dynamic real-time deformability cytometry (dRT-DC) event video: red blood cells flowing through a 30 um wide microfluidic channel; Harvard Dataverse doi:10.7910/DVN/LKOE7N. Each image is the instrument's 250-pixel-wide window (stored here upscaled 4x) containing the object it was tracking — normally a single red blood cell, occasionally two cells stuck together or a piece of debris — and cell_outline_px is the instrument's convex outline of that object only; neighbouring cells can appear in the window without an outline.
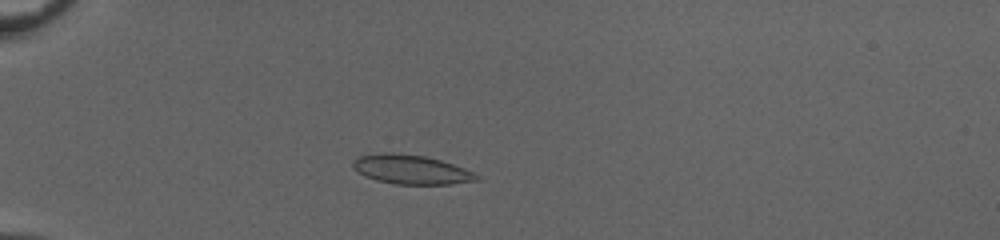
{"species": "common noctule bat (a hibernating species)", "species_latin": "Nyctalus noctula", "temperature_condition": "cold", "stored_images_in_passage": 49, "camera_frame_rate_fps": 3000, "um_per_image_px": 0.085, "animal": {"sex": "female", "body_mass_g": 20.0, "forearm_length_mm": 54.0}, "frame": {"image": 1, "passage_image": 13, "time_ms": 4.0, "image_size_px": [1000, 240], "cell_outline_px": [[480, 180], [452, 184], [396, 184], [376, 180], [364, 176], [352, 168], [352, 160], [360, 156], [384, 152], [392, 152], [424, 156], [440, 160], [464, 168], [480, 176]], "centroid_in_image_um": [34.92, 14.41], "position_along_channel_um": 50.1, "area_um2": 21.1}}
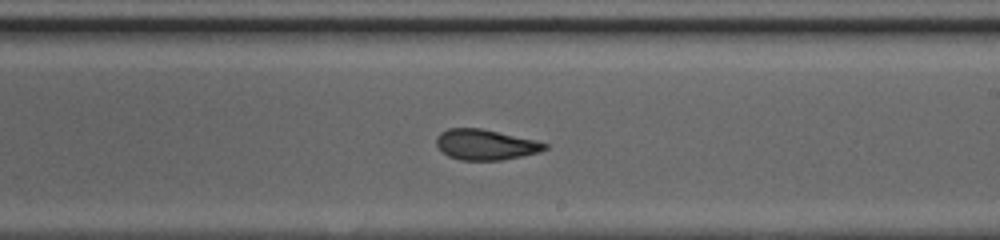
{"frame": {"image": 2, "passage_image": 30, "time_ms": 9.667, "image_size_px": [1000, 240], "cell_outline_px": [[548, 148], [540, 152], [500, 160], [460, 160], [448, 156], [436, 144], [436, 136], [440, 132], [448, 128], [480, 128], [536, 140], [548, 144]], "centroid_in_image_um": [41.26, 12.29], "position_along_channel_um": 247.7, "area_um2": 19.19}}
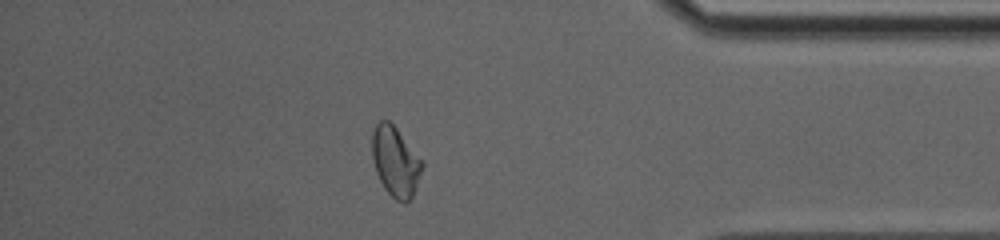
{"frame": {"image": 3, "passage_image": 43, "time_ms": 14.0, "image_size_px": [1000, 240], "cell_outline_px": [[424, 164], [416, 188], [412, 196], [404, 204], [396, 200], [384, 188], [376, 172], [372, 156], [372, 128], [380, 120], [388, 120], [396, 128]], "centroid_in_image_um": [33.59, 13.74], "position_along_channel_um": 401.6, "area_um2": 20.11}, "authors_computed_cell_mechanics": {"area_um2": 20.4034, "velocity_mm_per_s": 4.0625, "shape_relaxation_time_tau1_ms": 7.4923, "shape_relaxation_time_tau2_ms": 1.6793, "deformation_change_tau1": 0.1611, "deformation_change_tau2": 0.0784}}